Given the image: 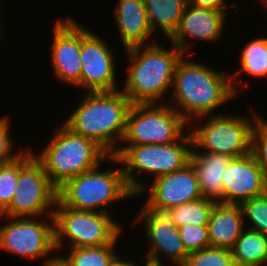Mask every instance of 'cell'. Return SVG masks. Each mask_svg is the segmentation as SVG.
Returning a JSON list of instances; mask_svg holds the SVG:
<instances>
[{
  "instance_id": "obj_1",
  "label": "cell",
  "mask_w": 267,
  "mask_h": 266,
  "mask_svg": "<svg viewBox=\"0 0 267 266\" xmlns=\"http://www.w3.org/2000/svg\"><path fill=\"white\" fill-rule=\"evenodd\" d=\"M189 57V54L183 55L178 61L170 100L168 99L169 106L188 124L201 117L219 115V108L237 97L229 73L217 71Z\"/></svg>"
},
{
  "instance_id": "obj_2",
  "label": "cell",
  "mask_w": 267,
  "mask_h": 266,
  "mask_svg": "<svg viewBox=\"0 0 267 266\" xmlns=\"http://www.w3.org/2000/svg\"><path fill=\"white\" fill-rule=\"evenodd\" d=\"M170 44V49L155 42L125 50L129 64L120 91L131 104L167 103L163 99L172 89L176 65L184 55Z\"/></svg>"
},
{
  "instance_id": "obj_3",
  "label": "cell",
  "mask_w": 267,
  "mask_h": 266,
  "mask_svg": "<svg viewBox=\"0 0 267 266\" xmlns=\"http://www.w3.org/2000/svg\"><path fill=\"white\" fill-rule=\"evenodd\" d=\"M83 96L63 124L113 156L121 145L132 104L120 90L84 92Z\"/></svg>"
},
{
  "instance_id": "obj_4",
  "label": "cell",
  "mask_w": 267,
  "mask_h": 266,
  "mask_svg": "<svg viewBox=\"0 0 267 266\" xmlns=\"http://www.w3.org/2000/svg\"><path fill=\"white\" fill-rule=\"evenodd\" d=\"M191 151L192 137L188 131L172 144L120 145L103 163L122 165L125 182L136 195L149 183L139 180L138 176L149 174L154 179L175 172L189 163Z\"/></svg>"
},
{
  "instance_id": "obj_5",
  "label": "cell",
  "mask_w": 267,
  "mask_h": 266,
  "mask_svg": "<svg viewBox=\"0 0 267 266\" xmlns=\"http://www.w3.org/2000/svg\"><path fill=\"white\" fill-rule=\"evenodd\" d=\"M54 131L42 150L32 151L57 189L67 180L96 168L109 156L93 140L75 134L63 123Z\"/></svg>"
},
{
  "instance_id": "obj_6",
  "label": "cell",
  "mask_w": 267,
  "mask_h": 266,
  "mask_svg": "<svg viewBox=\"0 0 267 266\" xmlns=\"http://www.w3.org/2000/svg\"><path fill=\"white\" fill-rule=\"evenodd\" d=\"M101 165L67 180L58 188L57 199L74 210L112 214L110 205L135 198L125 182L122 165L111 170L110 163L104 171Z\"/></svg>"
},
{
  "instance_id": "obj_7",
  "label": "cell",
  "mask_w": 267,
  "mask_h": 266,
  "mask_svg": "<svg viewBox=\"0 0 267 266\" xmlns=\"http://www.w3.org/2000/svg\"><path fill=\"white\" fill-rule=\"evenodd\" d=\"M250 109L251 115L219 113L216 116L201 117L192 121L189 124L192 149L225 154L232 158L251 153L252 131L262 115L257 114L259 112L255 113L254 107ZM202 120H205V124ZM197 123H202V126H198Z\"/></svg>"
},
{
  "instance_id": "obj_8",
  "label": "cell",
  "mask_w": 267,
  "mask_h": 266,
  "mask_svg": "<svg viewBox=\"0 0 267 266\" xmlns=\"http://www.w3.org/2000/svg\"><path fill=\"white\" fill-rule=\"evenodd\" d=\"M111 216L108 213L74 210L57 199L53 210L55 250H64L66 240L70 248L112 245L120 238L124 228Z\"/></svg>"
},
{
  "instance_id": "obj_9",
  "label": "cell",
  "mask_w": 267,
  "mask_h": 266,
  "mask_svg": "<svg viewBox=\"0 0 267 266\" xmlns=\"http://www.w3.org/2000/svg\"><path fill=\"white\" fill-rule=\"evenodd\" d=\"M187 125L168 103L132 104L121 145L172 144L187 133Z\"/></svg>"
},
{
  "instance_id": "obj_10",
  "label": "cell",
  "mask_w": 267,
  "mask_h": 266,
  "mask_svg": "<svg viewBox=\"0 0 267 266\" xmlns=\"http://www.w3.org/2000/svg\"><path fill=\"white\" fill-rule=\"evenodd\" d=\"M0 217L7 219V222L0 226V251L3 250L33 261L40 257L45 258L42 264L51 262L57 257V255L49 256L56 251L53 215L45 216V218L3 215Z\"/></svg>"
},
{
  "instance_id": "obj_11",
  "label": "cell",
  "mask_w": 267,
  "mask_h": 266,
  "mask_svg": "<svg viewBox=\"0 0 267 266\" xmlns=\"http://www.w3.org/2000/svg\"><path fill=\"white\" fill-rule=\"evenodd\" d=\"M142 206L133 221L143 223L141 226L143 236L151 245L142 258H146L148 266H165L160 258L162 254L168 257V261L171 260L168 266H182L189 253L184 247L178 228L172 223L171 208L156 204H143Z\"/></svg>"
},
{
  "instance_id": "obj_12",
  "label": "cell",
  "mask_w": 267,
  "mask_h": 266,
  "mask_svg": "<svg viewBox=\"0 0 267 266\" xmlns=\"http://www.w3.org/2000/svg\"><path fill=\"white\" fill-rule=\"evenodd\" d=\"M57 188L50 182L42 164L33 156L19 171L17 188L7 217H45L53 215Z\"/></svg>"
},
{
  "instance_id": "obj_13",
  "label": "cell",
  "mask_w": 267,
  "mask_h": 266,
  "mask_svg": "<svg viewBox=\"0 0 267 266\" xmlns=\"http://www.w3.org/2000/svg\"><path fill=\"white\" fill-rule=\"evenodd\" d=\"M106 42L103 36L80 24L82 73L74 89H82L83 92L120 90L117 84L118 63L115 61L117 54Z\"/></svg>"
},
{
  "instance_id": "obj_14",
  "label": "cell",
  "mask_w": 267,
  "mask_h": 266,
  "mask_svg": "<svg viewBox=\"0 0 267 266\" xmlns=\"http://www.w3.org/2000/svg\"><path fill=\"white\" fill-rule=\"evenodd\" d=\"M56 19L52 28L50 66L56 79L74 86L81 80L80 22L73 16ZM78 22V23H77Z\"/></svg>"
},
{
  "instance_id": "obj_15",
  "label": "cell",
  "mask_w": 267,
  "mask_h": 266,
  "mask_svg": "<svg viewBox=\"0 0 267 266\" xmlns=\"http://www.w3.org/2000/svg\"><path fill=\"white\" fill-rule=\"evenodd\" d=\"M227 12L197 7L188 2L179 26L174 35L169 39L184 55H191L189 40L215 43L222 39L223 32L227 30ZM189 38V40H188ZM193 39V40H192Z\"/></svg>"
},
{
  "instance_id": "obj_16",
  "label": "cell",
  "mask_w": 267,
  "mask_h": 266,
  "mask_svg": "<svg viewBox=\"0 0 267 266\" xmlns=\"http://www.w3.org/2000/svg\"><path fill=\"white\" fill-rule=\"evenodd\" d=\"M152 182V184H151ZM135 195L147 194L145 204L175 207L202 197L195 169L189 162L183 168L154 178Z\"/></svg>"
},
{
  "instance_id": "obj_17",
  "label": "cell",
  "mask_w": 267,
  "mask_h": 266,
  "mask_svg": "<svg viewBox=\"0 0 267 266\" xmlns=\"http://www.w3.org/2000/svg\"><path fill=\"white\" fill-rule=\"evenodd\" d=\"M222 185L223 204L240 205L267 193V178L252 153L230 160Z\"/></svg>"
},
{
  "instance_id": "obj_18",
  "label": "cell",
  "mask_w": 267,
  "mask_h": 266,
  "mask_svg": "<svg viewBox=\"0 0 267 266\" xmlns=\"http://www.w3.org/2000/svg\"><path fill=\"white\" fill-rule=\"evenodd\" d=\"M116 4L113 17L124 49L155 43L149 42L154 33L143 0H118Z\"/></svg>"
},
{
  "instance_id": "obj_19",
  "label": "cell",
  "mask_w": 267,
  "mask_h": 266,
  "mask_svg": "<svg viewBox=\"0 0 267 266\" xmlns=\"http://www.w3.org/2000/svg\"><path fill=\"white\" fill-rule=\"evenodd\" d=\"M232 157L192 149L189 162L195 169L202 197L223 203V175Z\"/></svg>"
},
{
  "instance_id": "obj_20",
  "label": "cell",
  "mask_w": 267,
  "mask_h": 266,
  "mask_svg": "<svg viewBox=\"0 0 267 266\" xmlns=\"http://www.w3.org/2000/svg\"><path fill=\"white\" fill-rule=\"evenodd\" d=\"M207 226L210 247L231 250L245 229L240 205L216 203Z\"/></svg>"
},
{
  "instance_id": "obj_21",
  "label": "cell",
  "mask_w": 267,
  "mask_h": 266,
  "mask_svg": "<svg viewBox=\"0 0 267 266\" xmlns=\"http://www.w3.org/2000/svg\"><path fill=\"white\" fill-rule=\"evenodd\" d=\"M150 27L169 40L176 32L189 0H143Z\"/></svg>"
},
{
  "instance_id": "obj_22",
  "label": "cell",
  "mask_w": 267,
  "mask_h": 266,
  "mask_svg": "<svg viewBox=\"0 0 267 266\" xmlns=\"http://www.w3.org/2000/svg\"><path fill=\"white\" fill-rule=\"evenodd\" d=\"M243 46L238 58L241 67L235 74L232 73L233 76L230 73L232 89L236 95H239L241 90L239 86L237 87V76L242 73L256 78L255 80L267 78V37L253 38Z\"/></svg>"
},
{
  "instance_id": "obj_23",
  "label": "cell",
  "mask_w": 267,
  "mask_h": 266,
  "mask_svg": "<svg viewBox=\"0 0 267 266\" xmlns=\"http://www.w3.org/2000/svg\"><path fill=\"white\" fill-rule=\"evenodd\" d=\"M231 252L237 266H264L267 262V236L245 228Z\"/></svg>"
},
{
  "instance_id": "obj_24",
  "label": "cell",
  "mask_w": 267,
  "mask_h": 266,
  "mask_svg": "<svg viewBox=\"0 0 267 266\" xmlns=\"http://www.w3.org/2000/svg\"><path fill=\"white\" fill-rule=\"evenodd\" d=\"M119 238L112 245L100 247L69 248V254L58 255L66 266H110L120 254L116 252ZM68 255V256H67Z\"/></svg>"
},
{
  "instance_id": "obj_25",
  "label": "cell",
  "mask_w": 267,
  "mask_h": 266,
  "mask_svg": "<svg viewBox=\"0 0 267 266\" xmlns=\"http://www.w3.org/2000/svg\"><path fill=\"white\" fill-rule=\"evenodd\" d=\"M216 203L214 200L201 197L195 201L172 207V223L177 228L187 224L207 226Z\"/></svg>"
},
{
  "instance_id": "obj_26",
  "label": "cell",
  "mask_w": 267,
  "mask_h": 266,
  "mask_svg": "<svg viewBox=\"0 0 267 266\" xmlns=\"http://www.w3.org/2000/svg\"><path fill=\"white\" fill-rule=\"evenodd\" d=\"M32 146L26 148L15 160L0 165V215L10 206L20 169L33 157Z\"/></svg>"
},
{
  "instance_id": "obj_27",
  "label": "cell",
  "mask_w": 267,
  "mask_h": 266,
  "mask_svg": "<svg viewBox=\"0 0 267 266\" xmlns=\"http://www.w3.org/2000/svg\"><path fill=\"white\" fill-rule=\"evenodd\" d=\"M240 207L243 212L245 228L267 236V193L242 202ZM247 220L250 221L249 224L245 222Z\"/></svg>"
},
{
  "instance_id": "obj_28",
  "label": "cell",
  "mask_w": 267,
  "mask_h": 266,
  "mask_svg": "<svg viewBox=\"0 0 267 266\" xmlns=\"http://www.w3.org/2000/svg\"><path fill=\"white\" fill-rule=\"evenodd\" d=\"M182 266H237L229 249L207 247L189 253Z\"/></svg>"
},
{
  "instance_id": "obj_29",
  "label": "cell",
  "mask_w": 267,
  "mask_h": 266,
  "mask_svg": "<svg viewBox=\"0 0 267 266\" xmlns=\"http://www.w3.org/2000/svg\"><path fill=\"white\" fill-rule=\"evenodd\" d=\"M260 117L252 131L251 153L267 178V121Z\"/></svg>"
},
{
  "instance_id": "obj_30",
  "label": "cell",
  "mask_w": 267,
  "mask_h": 266,
  "mask_svg": "<svg viewBox=\"0 0 267 266\" xmlns=\"http://www.w3.org/2000/svg\"><path fill=\"white\" fill-rule=\"evenodd\" d=\"M178 231L188 253L210 247L208 226L187 224L178 227Z\"/></svg>"
},
{
  "instance_id": "obj_31",
  "label": "cell",
  "mask_w": 267,
  "mask_h": 266,
  "mask_svg": "<svg viewBox=\"0 0 267 266\" xmlns=\"http://www.w3.org/2000/svg\"><path fill=\"white\" fill-rule=\"evenodd\" d=\"M10 119L9 114L0 117V165L15 160L27 148H19L18 152H13L16 146L13 137L11 138Z\"/></svg>"
},
{
  "instance_id": "obj_32",
  "label": "cell",
  "mask_w": 267,
  "mask_h": 266,
  "mask_svg": "<svg viewBox=\"0 0 267 266\" xmlns=\"http://www.w3.org/2000/svg\"><path fill=\"white\" fill-rule=\"evenodd\" d=\"M189 3L202 8L218 10L226 12L229 9V5L226 3V0H189Z\"/></svg>"
},
{
  "instance_id": "obj_33",
  "label": "cell",
  "mask_w": 267,
  "mask_h": 266,
  "mask_svg": "<svg viewBox=\"0 0 267 266\" xmlns=\"http://www.w3.org/2000/svg\"><path fill=\"white\" fill-rule=\"evenodd\" d=\"M143 260L144 259L141 257L139 261L137 260V262H134L133 259L131 260L130 259L126 260V258L125 260L121 259V255L120 256L118 255L110 266H141L140 264H142V266H148V263Z\"/></svg>"
},
{
  "instance_id": "obj_34",
  "label": "cell",
  "mask_w": 267,
  "mask_h": 266,
  "mask_svg": "<svg viewBox=\"0 0 267 266\" xmlns=\"http://www.w3.org/2000/svg\"><path fill=\"white\" fill-rule=\"evenodd\" d=\"M42 266H66V264L57 256L53 261L42 264Z\"/></svg>"
},
{
  "instance_id": "obj_35",
  "label": "cell",
  "mask_w": 267,
  "mask_h": 266,
  "mask_svg": "<svg viewBox=\"0 0 267 266\" xmlns=\"http://www.w3.org/2000/svg\"><path fill=\"white\" fill-rule=\"evenodd\" d=\"M2 16H3V14H0V41H1V43H2V39H4V37L6 36V35H4L6 33H5V30H4L5 28L2 25L3 24V19L1 18Z\"/></svg>"
},
{
  "instance_id": "obj_36",
  "label": "cell",
  "mask_w": 267,
  "mask_h": 266,
  "mask_svg": "<svg viewBox=\"0 0 267 266\" xmlns=\"http://www.w3.org/2000/svg\"><path fill=\"white\" fill-rule=\"evenodd\" d=\"M260 2L267 8V0H260Z\"/></svg>"
},
{
  "instance_id": "obj_37",
  "label": "cell",
  "mask_w": 267,
  "mask_h": 266,
  "mask_svg": "<svg viewBox=\"0 0 267 266\" xmlns=\"http://www.w3.org/2000/svg\"><path fill=\"white\" fill-rule=\"evenodd\" d=\"M1 3V2H0ZM2 5H0V14H1V12L3 13V11H1V10H4V9H2L3 8V6L1 7Z\"/></svg>"
}]
</instances>
